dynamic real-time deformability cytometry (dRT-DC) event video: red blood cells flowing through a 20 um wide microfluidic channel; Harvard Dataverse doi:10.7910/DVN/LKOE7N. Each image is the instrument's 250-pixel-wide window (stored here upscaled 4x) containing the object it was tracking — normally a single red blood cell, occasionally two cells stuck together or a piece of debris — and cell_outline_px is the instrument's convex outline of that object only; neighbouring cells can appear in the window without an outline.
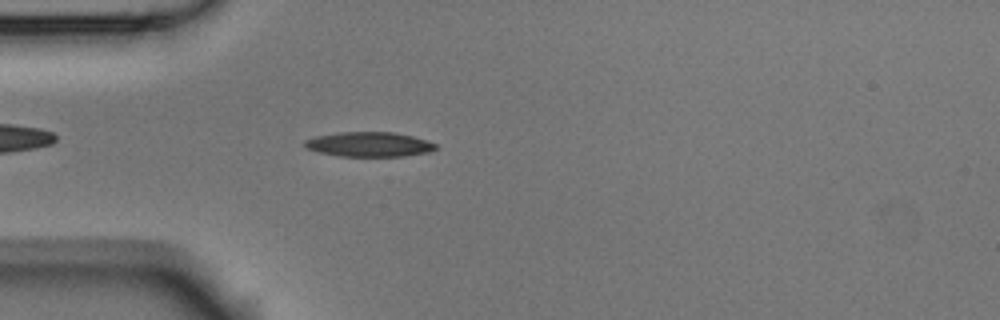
{"species": "Egyptian fruit bat (a non-hibernating species)", "species_latin": "Rousettus aegyptiacus", "temperature_condition": "room temperature", "stored_images_in_passage": 5, "camera_frame_rate_fps": 3000, "um_per_image_px": 0.085, "animal": {"sex": "male"}, "frame": {"image": 1, "passage_image": 5, "time_ms": 1.333, "image_size_px": [1000, 320], "cell_outline_px": [[436, 148], [428, 152], [404, 156], [340, 156], [316, 152], [304, 148], [304, 140], [316, 136], [340, 132], [392, 132], [412, 136], [436, 144]], "centroid_in_image_um": [31.31, 12.27], "position_along_channel_um": 53.7, "area_um2": 18.79}}